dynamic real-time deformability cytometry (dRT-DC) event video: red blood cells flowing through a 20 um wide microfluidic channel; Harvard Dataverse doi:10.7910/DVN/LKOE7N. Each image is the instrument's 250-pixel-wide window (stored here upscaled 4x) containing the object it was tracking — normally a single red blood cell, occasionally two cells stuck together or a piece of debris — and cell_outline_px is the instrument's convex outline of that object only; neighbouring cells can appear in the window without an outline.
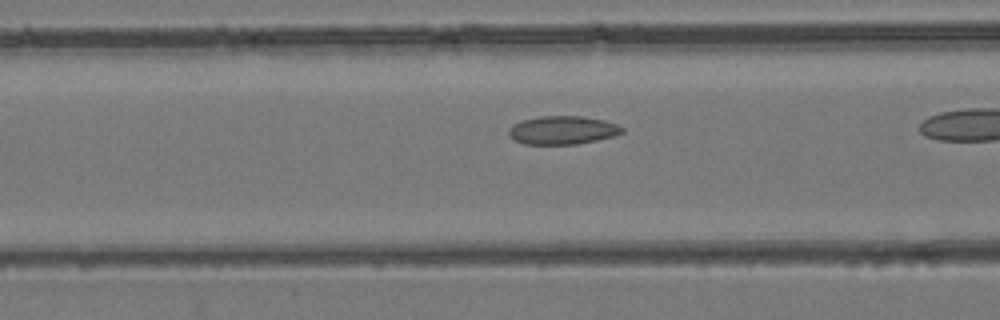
{"species": "common noctule bat (a hibernating species)", "species_latin": "Nyctalus noctula", "temperature_condition": "room temperature", "stored_images_in_passage": 32, "camera_frame_rate_fps": 3000, "um_per_image_px": 0.085, "animal": {"sex": "female", "body_mass_g": 24.6, "forearm_length_mm": 56.2}, "frame": {"image": 1, "passage_image": 14, "time_ms": 4.333, "image_size_px": [1000, 320], "cell_outline_px": [[624, 132], [612, 136], [596, 140], [576, 144], [524, 144], [516, 140], [508, 132], [508, 128], [512, 124], [524, 120], [540, 116], [584, 116], [604, 120], [616, 124], [624, 128]], "centroid_in_image_um": [47.83, 11.05], "position_along_channel_um": 118.8, "area_um2": 18.61}}
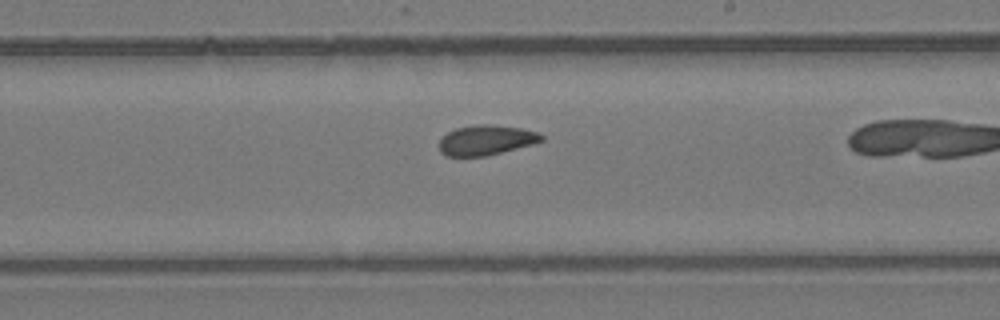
{"frame": {"image": 2, "passage_image": 23, "time_ms": 7.333, "image_size_px": [1000, 320], "cell_outline_px": [[544, 140], [532, 144], [484, 156], [444, 156], [440, 152], [440, 136], [456, 128], [476, 124], [488, 124], [520, 128], [540, 132], [544, 136]], "centroid_in_image_um": [41.3, 11.9], "position_along_channel_um": 247.7, "area_um2": 17.86}}
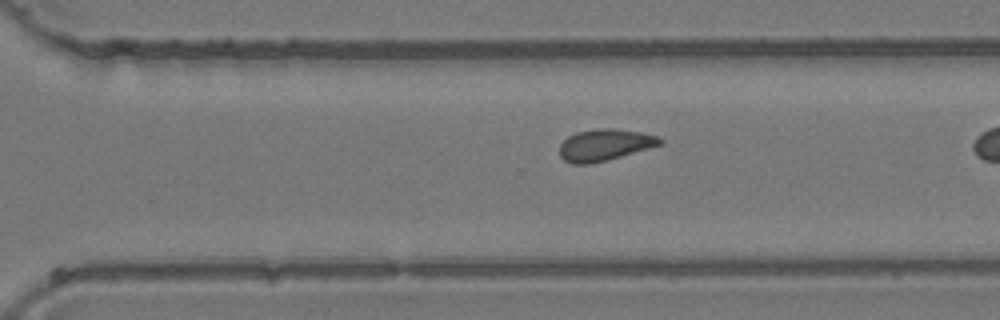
{"frame": {"image": 3, "passage_image": 28, "time_ms": 9.0, "image_size_px": [1000, 320], "cell_outline_px": [[664, 140], [660, 144], [648, 148], [608, 160], [588, 164], [572, 164], [564, 160], [560, 156], [560, 144], [568, 136], [576, 132], [596, 128], [612, 128], [640, 132], [656, 136]], "centroid_in_image_um": [51.36, 12.31], "position_along_channel_um": 319.2, "area_um2": 18.38}}